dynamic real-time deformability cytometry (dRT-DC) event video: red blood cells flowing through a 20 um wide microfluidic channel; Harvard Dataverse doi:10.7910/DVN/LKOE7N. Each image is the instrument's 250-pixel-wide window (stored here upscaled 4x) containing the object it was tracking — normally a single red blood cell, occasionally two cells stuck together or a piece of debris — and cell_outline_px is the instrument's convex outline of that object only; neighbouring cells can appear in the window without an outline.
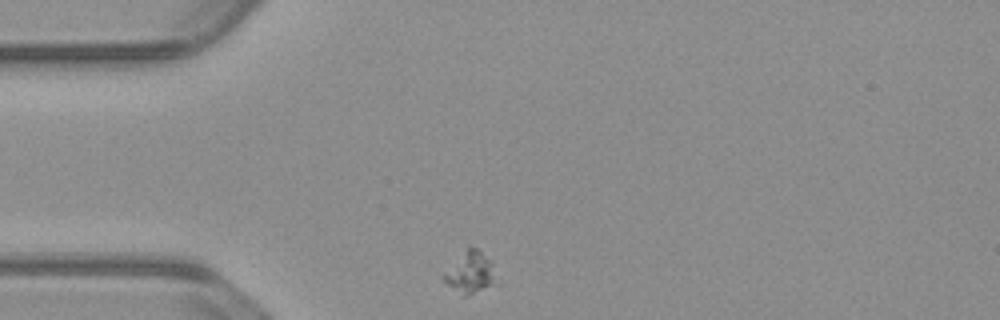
{"species": "common noctule bat (a hibernating species)", "species_latin": "Nyctalus noctula", "temperature_condition": "warm", "stored_images_in_passage": 34, "camera_frame_rate_fps": 3000, "um_per_image_px": 0.085, "animal": {"sex": "male", "body_mass_g": 23.1, "forearm_length_mm": 52.7}, "frame": {"image": 1, "passage_image": 1, "time_ms": 0.0, "image_size_px": [1000, 320], "cell_outline_px": [[492, 280], [488, 284], [464, 296], [460, 296], [440, 276], [468, 248], [476, 248], [492, 260]], "centroid_in_image_um": [39.88, 23.14], "position_along_channel_um": 45.1, "area_um2": 11.62}}
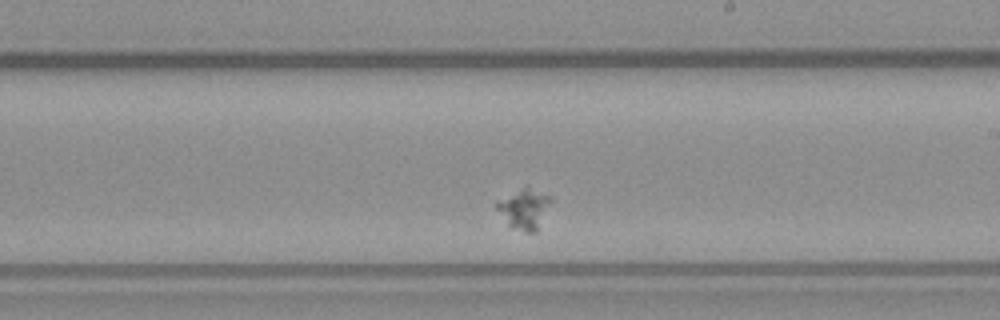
{"frame": {"image": 2, "passage_image": 20, "time_ms": 6.333, "image_size_px": [1000, 320], "cell_outline_px": [[552, 200], [536, 232], [528, 232], [508, 224], [496, 208], [496, 200], [524, 188], [528, 188], [552, 196]], "centroid_in_image_um": [44.57, 17.74], "position_along_channel_um": 244.4, "area_um2": 12.08}}
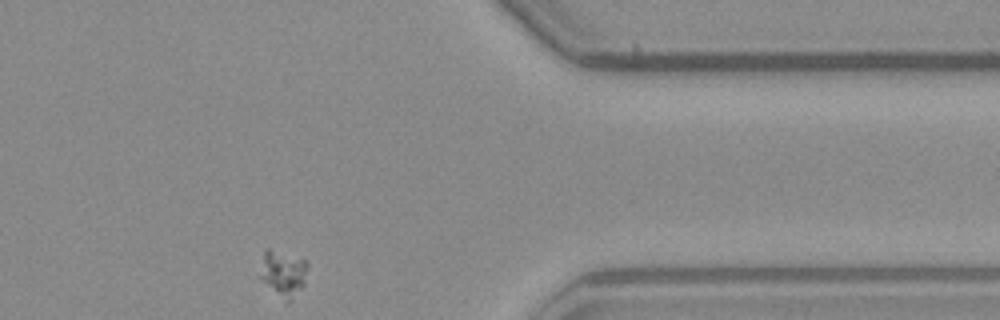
{"frame": {"image": 3, "passage_image": 34, "time_ms": 11.0, "image_size_px": [1000, 320], "cell_outline_px": [[308, 268], [304, 284], [288, 300], [264, 280], [260, 276], [264, 248], [268, 248], [304, 260], [308, 264]], "centroid_in_image_um": [24.09, 23.12], "position_along_channel_um": 387.3, "area_um2": 11.68}}